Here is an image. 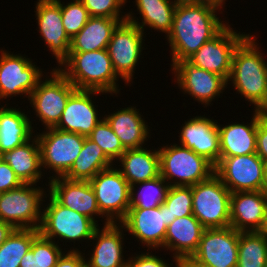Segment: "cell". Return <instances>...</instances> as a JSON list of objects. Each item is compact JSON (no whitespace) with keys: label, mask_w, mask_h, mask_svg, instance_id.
Returning a JSON list of instances; mask_svg holds the SVG:
<instances>
[{"label":"cell","mask_w":267,"mask_h":267,"mask_svg":"<svg viewBox=\"0 0 267 267\" xmlns=\"http://www.w3.org/2000/svg\"><path fill=\"white\" fill-rule=\"evenodd\" d=\"M217 11L206 5L177 3L171 31L166 35L172 55L171 66L187 61L227 25L217 17Z\"/></svg>","instance_id":"1"},{"label":"cell","mask_w":267,"mask_h":267,"mask_svg":"<svg viewBox=\"0 0 267 267\" xmlns=\"http://www.w3.org/2000/svg\"><path fill=\"white\" fill-rule=\"evenodd\" d=\"M254 37L248 35L235 49L227 82L258 110L267 98V62Z\"/></svg>","instance_id":"2"},{"label":"cell","mask_w":267,"mask_h":267,"mask_svg":"<svg viewBox=\"0 0 267 267\" xmlns=\"http://www.w3.org/2000/svg\"><path fill=\"white\" fill-rule=\"evenodd\" d=\"M58 66V70L77 90H97L111 95L120 91L116 83L119 77L114 72L107 49L69 52Z\"/></svg>","instance_id":"3"},{"label":"cell","mask_w":267,"mask_h":267,"mask_svg":"<svg viewBox=\"0 0 267 267\" xmlns=\"http://www.w3.org/2000/svg\"><path fill=\"white\" fill-rule=\"evenodd\" d=\"M158 151L160 175L170 186H192L214 174L215 166L187 147L175 143Z\"/></svg>","instance_id":"4"},{"label":"cell","mask_w":267,"mask_h":267,"mask_svg":"<svg viewBox=\"0 0 267 267\" xmlns=\"http://www.w3.org/2000/svg\"><path fill=\"white\" fill-rule=\"evenodd\" d=\"M231 191L213 174L192 185V214L205 229L230 226Z\"/></svg>","instance_id":"5"},{"label":"cell","mask_w":267,"mask_h":267,"mask_svg":"<svg viewBox=\"0 0 267 267\" xmlns=\"http://www.w3.org/2000/svg\"><path fill=\"white\" fill-rule=\"evenodd\" d=\"M47 196L49 203L43 206L39 233L50 240L90 241L99 225L86 215L59 204L49 193Z\"/></svg>","instance_id":"6"},{"label":"cell","mask_w":267,"mask_h":267,"mask_svg":"<svg viewBox=\"0 0 267 267\" xmlns=\"http://www.w3.org/2000/svg\"><path fill=\"white\" fill-rule=\"evenodd\" d=\"M45 193L43 187H35L34 184H22L16 189L1 192L0 220L14 228L39 230L43 212L41 205L45 201L43 198L48 197Z\"/></svg>","instance_id":"7"},{"label":"cell","mask_w":267,"mask_h":267,"mask_svg":"<svg viewBox=\"0 0 267 267\" xmlns=\"http://www.w3.org/2000/svg\"><path fill=\"white\" fill-rule=\"evenodd\" d=\"M50 73L51 77L40 80L28 99L44 129L58 124L69 97L77 90L57 67Z\"/></svg>","instance_id":"8"},{"label":"cell","mask_w":267,"mask_h":267,"mask_svg":"<svg viewBox=\"0 0 267 267\" xmlns=\"http://www.w3.org/2000/svg\"><path fill=\"white\" fill-rule=\"evenodd\" d=\"M36 137L40 147L41 167L55 172L48 179L64 176L70 170L86 138L57 128H47L36 134Z\"/></svg>","instance_id":"9"},{"label":"cell","mask_w":267,"mask_h":267,"mask_svg":"<svg viewBox=\"0 0 267 267\" xmlns=\"http://www.w3.org/2000/svg\"><path fill=\"white\" fill-rule=\"evenodd\" d=\"M100 212L106 217L104 225L120 223L130 208V184L118 167L100 171L90 181Z\"/></svg>","instance_id":"10"},{"label":"cell","mask_w":267,"mask_h":267,"mask_svg":"<svg viewBox=\"0 0 267 267\" xmlns=\"http://www.w3.org/2000/svg\"><path fill=\"white\" fill-rule=\"evenodd\" d=\"M214 174L231 193L265 191V162L256 153L219 159Z\"/></svg>","instance_id":"11"},{"label":"cell","mask_w":267,"mask_h":267,"mask_svg":"<svg viewBox=\"0 0 267 267\" xmlns=\"http://www.w3.org/2000/svg\"><path fill=\"white\" fill-rule=\"evenodd\" d=\"M143 31L135 24L125 20L114 29L107 51L114 72L128 85L133 81V74L142 55ZM131 82V83H130Z\"/></svg>","instance_id":"12"},{"label":"cell","mask_w":267,"mask_h":267,"mask_svg":"<svg viewBox=\"0 0 267 267\" xmlns=\"http://www.w3.org/2000/svg\"><path fill=\"white\" fill-rule=\"evenodd\" d=\"M248 35L237 33L227 23L216 36L203 44L187 61L197 68L216 73L228 80L234 51Z\"/></svg>","instance_id":"13"},{"label":"cell","mask_w":267,"mask_h":267,"mask_svg":"<svg viewBox=\"0 0 267 267\" xmlns=\"http://www.w3.org/2000/svg\"><path fill=\"white\" fill-rule=\"evenodd\" d=\"M0 100L25 94L26 98L37 87L42 70L32 60L0 50Z\"/></svg>","instance_id":"14"},{"label":"cell","mask_w":267,"mask_h":267,"mask_svg":"<svg viewBox=\"0 0 267 267\" xmlns=\"http://www.w3.org/2000/svg\"><path fill=\"white\" fill-rule=\"evenodd\" d=\"M239 231L231 226L205 229L190 258L204 267H237Z\"/></svg>","instance_id":"15"},{"label":"cell","mask_w":267,"mask_h":267,"mask_svg":"<svg viewBox=\"0 0 267 267\" xmlns=\"http://www.w3.org/2000/svg\"><path fill=\"white\" fill-rule=\"evenodd\" d=\"M120 223L124 226L125 232L128 231L138 242L146 245L148 251L150 248L162 249L167 226L171 224V214L164 203L150 209L129 208L126 217Z\"/></svg>","instance_id":"16"},{"label":"cell","mask_w":267,"mask_h":267,"mask_svg":"<svg viewBox=\"0 0 267 267\" xmlns=\"http://www.w3.org/2000/svg\"><path fill=\"white\" fill-rule=\"evenodd\" d=\"M175 74V82L182 92L189 94L193 99L207 107L213 99L218 98L222 91L227 89V80L205 69L197 68L188 61L177 62L171 69ZM207 105V106H206Z\"/></svg>","instance_id":"17"},{"label":"cell","mask_w":267,"mask_h":267,"mask_svg":"<svg viewBox=\"0 0 267 267\" xmlns=\"http://www.w3.org/2000/svg\"><path fill=\"white\" fill-rule=\"evenodd\" d=\"M36 20L43 38L59 65L69 56L71 39L62 24L61 0H37Z\"/></svg>","instance_id":"18"},{"label":"cell","mask_w":267,"mask_h":267,"mask_svg":"<svg viewBox=\"0 0 267 267\" xmlns=\"http://www.w3.org/2000/svg\"><path fill=\"white\" fill-rule=\"evenodd\" d=\"M47 192L61 205L95 220L100 212L94 190L89 181L70 180L63 176L49 179ZM101 216V217H100Z\"/></svg>","instance_id":"19"},{"label":"cell","mask_w":267,"mask_h":267,"mask_svg":"<svg viewBox=\"0 0 267 267\" xmlns=\"http://www.w3.org/2000/svg\"><path fill=\"white\" fill-rule=\"evenodd\" d=\"M267 218V193H231L230 226L239 232L263 231Z\"/></svg>","instance_id":"20"},{"label":"cell","mask_w":267,"mask_h":267,"mask_svg":"<svg viewBox=\"0 0 267 267\" xmlns=\"http://www.w3.org/2000/svg\"><path fill=\"white\" fill-rule=\"evenodd\" d=\"M104 94L97 90H76L68 99L58 124L54 127L66 132L77 133L88 137L102 120L98 118L92 96ZM91 96V97H90Z\"/></svg>","instance_id":"21"},{"label":"cell","mask_w":267,"mask_h":267,"mask_svg":"<svg viewBox=\"0 0 267 267\" xmlns=\"http://www.w3.org/2000/svg\"><path fill=\"white\" fill-rule=\"evenodd\" d=\"M214 119L204 116L191 118L180 130V145L205 157L214 166L220 159L219 130Z\"/></svg>","instance_id":"22"},{"label":"cell","mask_w":267,"mask_h":267,"mask_svg":"<svg viewBox=\"0 0 267 267\" xmlns=\"http://www.w3.org/2000/svg\"><path fill=\"white\" fill-rule=\"evenodd\" d=\"M125 229L121 223H109L100 230L98 227L91 240H95L90 259L87 258L86 267H125L123 257V240Z\"/></svg>","instance_id":"23"},{"label":"cell","mask_w":267,"mask_h":267,"mask_svg":"<svg viewBox=\"0 0 267 267\" xmlns=\"http://www.w3.org/2000/svg\"><path fill=\"white\" fill-rule=\"evenodd\" d=\"M205 228L192 214L176 218L169 226L165 235L163 249L173 252L174 262L191 258L196 252Z\"/></svg>","instance_id":"24"},{"label":"cell","mask_w":267,"mask_h":267,"mask_svg":"<svg viewBox=\"0 0 267 267\" xmlns=\"http://www.w3.org/2000/svg\"><path fill=\"white\" fill-rule=\"evenodd\" d=\"M253 118L247 125L231 123L218 125L220 141V159L231 156H244L256 153L257 126L262 119L257 110L253 111Z\"/></svg>","instance_id":"25"},{"label":"cell","mask_w":267,"mask_h":267,"mask_svg":"<svg viewBox=\"0 0 267 267\" xmlns=\"http://www.w3.org/2000/svg\"><path fill=\"white\" fill-rule=\"evenodd\" d=\"M120 109L103 117L126 150L142 148L145 146L143 145L144 142L150 137V128H148L147 123L139 113V109H136V106Z\"/></svg>","instance_id":"26"},{"label":"cell","mask_w":267,"mask_h":267,"mask_svg":"<svg viewBox=\"0 0 267 267\" xmlns=\"http://www.w3.org/2000/svg\"><path fill=\"white\" fill-rule=\"evenodd\" d=\"M117 161L121 162L123 168L119 167V170L130 186L160 176L158 149H127Z\"/></svg>","instance_id":"27"},{"label":"cell","mask_w":267,"mask_h":267,"mask_svg":"<svg viewBox=\"0 0 267 267\" xmlns=\"http://www.w3.org/2000/svg\"><path fill=\"white\" fill-rule=\"evenodd\" d=\"M32 140V141H31ZM4 161L12 168L23 184L40 182L42 172L40 147L36 135L4 154ZM43 170V171H42Z\"/></svg>","instance_id":"28"},{"label":"cell","mask_w":267,"mask_h":267,"mask_svg":"<svg viewBox=\"0 0 267 267\" xmlns=\"http://www.w3.org/2000/svg\"><path fill=\"white\" fill-rule=\"evenodd\" d=\"M118 19L90 16L80 32L71 39L69 52H89L107 49Z\"/></svg>","instance_id":"29"},{"label":"cell","mask_w":267,"mask_h":267,"mask_svg":"<svg viewBox=\"0 0 267 267\" xmlns=\"http://www.w3.org/2000/svg\"><path fill=\"white\" fill-rule=\"evenodd\" d=\"M176 0H135L137 11L141 15L142 22L134 17L132 12H127L126 20L138 26L143 32L144 27L169 34L172 28Z\"/></svg>","instance_id":"30"},{"label":"cell","mask_w":267,"mask_h":267,"mask_svg":"<svg viewBox=\"0 0 267 267\" xmlns=\"http://www.w3.org/2000/svg\"><path fill=\"white\" fill-rule=\"evenodd\" d=\"M7 107L0 108V151L3 154L34 137L35 132L25 112Z\"/></svg>","instance_id":"31"},{"label":"cell","mask_w":267,"mask_h":267,"mask_svg":"<svg viewBox=\"0 0 267 267\" xmlns=\"http://www.w3.org/2000/svg\"><path fill=\"white\" fill-rule=\"evenodd\" d=\"M113 164L102 149L86 137L80 154L63 177L70 180L90 181L100 171Z\"/></svg>","instance_id":"32"},{"label":"cell","mask_w":267,"mask_h":267,"mask_svg":"<svg viewBox=\"0 0 267 267\" xmlns=\"http://www.w3.org/2000/svg\"><path fill=\"white\" fill-rule=\"evenodd\" d=\"M267 237L262 231L239 232L237 267H266Z\"/></svg>","instance_id":"33"},{"label":"cell","mask_w":267,"mask_h":267,"mask_svg":"<svg viewBox=\"0 0 267 267\" xmlns=\"http://www.w3.org/2000/svg\"><path fill=\"white\" fill-rule=\"evenodd\" d=\"M39 234L37 229L15 228L0 246V267H19L21 259Z\"/></svg>","instance_id":"34"},{"label":"cell","mask_w":267,"mask_h":267,"mask_svg":"<svg viewBox=\"0 0 267 267\" xmlns=\"http://www.w3.org/2000/svg\"><path fill=\"white\" fill-rule=\"evenodd\" d=\"M136 188L140 191L136 192ZM169 188L170 185L161 175L153 180L130 186V208L150 209L159 207L165 201Z\"/></svg>","instance_id":"35"},{"label":"cell","mask_w":267,"mask_h":267,"mask_svg":"<svg viewBox=\"0 0 267 267\" xmlns=\"http://www.w3.org/2000/svg\"><path fill=\"white\" fill-rule=\"evenodd\" d=\"M87 138L96 143L112 162H115V159L117 161L126 151L104 117Z\"/></svg>","instance_id":"36"},{"label":"cell","mask_w":267,"mask_h":267,"mask_svg":"<svg viewBox=\"0 0 267 267\" xmlns=\"http://www.w3.org/2000/svg\"><path fill=\"white\" fill-rule=\"evenodd\" d=\"M171 214V223L180 217L192 215V186H170L163 202Z\"/></svg>","instance_id":"37"},{"label":"cell","mask_w":267,"mask_h":267,"mask_svg":"<svg viewBox=\"0 0 267 267\" xmlns=\"http://www.w3.org/2000/svg\"><path fill=\"white\" fill-rule=\"evenodd\" d=\"M61 3L62 24L70 39L77 35L89 19V13L80 0Z\"/></svg>","instance_id":"38"},{"label":"cell","mask_w":267,"mask_h":267,"mask_svg":"<svg viewBox=\"0 0 267 267\" xmlns=\"http://www.w3.org/2000/svg\"><path fill=\"white\" fill-rule=\"evenodd\" d=\"M88 10L89 16L107 17L118 19L120 22L126 20V14L120 15L122 6L127 0H80ZM121 16V17H120Z\"/></svg>","instance_id":"39"},{"label":"cell","mask_w":267,"mask_h":267,"mask_svg":"<svg viewBox=\"0 0 267 267\" xmlns=\"http://www.w3.org/2000/svg\"><path fill=\"white\" fill-rule=\"evenodd\" d=\"M61 247L54 240L38 235V262L39 267H54L63 254Z\"/></svg>","instance_id":"40"},{"label":"cell","mask_w":267,"mask_h":267,"mask_svg":"<svg viewBox=\"0 0 267 267\" xmlns=\"http://www.w3.org/2000/svg\"><path fill=\"white\" fill-rule=\"evenodd\" d=\"M151 253L152 251L144 254H136L135 257H129L125 267H171V264L165 263V260L160 256Z\"/></svg>","instance_id":"41"},{"label":"cell","mask_w":267,"mask_h":267,"mask_svg":"<svg viewBox=\"0 0 267 267\" xmlns=\"http://www.w3.org/2000/svg\"><path fill=\"white\" fill-rule=\"evenodd\" d=\"M22 184L12 168L3 160L0 163V192L16 189Z\"/></svg>","instance_id":"42"},{"label":"cell","mask_w":267,"mask_h":267,"mask_svg":"<svg viewBox=\"0 0 267 267\" xmlns=\"http://www.w3.org/2000/svg\"><path fill=\"white\" fill-rule=\"evenodd\" d=\"M85 253H81L79 248L73 247L66 254H63L57 260V263L54 267H86V257Z\"/></svg>","instance_id":"43"},{"label":"cell","mask_w":267,"mask_h":267,"mask_svg":"<svg viewBox=\"0 0 267 267\" xmlns=\"http://www.w3.org/2000/svg\"><path fill=\"white\" fill-rule=\"evenodd\" d=\"M256 154L267 161V120L261 119L257 126Z\"/></svg>","instance_id":"44"},{"label":"cell","mask_w":267,"mask_h":267,"mask_svg":"<svg viewBox=\"0 0 267 267\" xmlns=\"http://www.w3.org/2000/svg\"><path fill=\"white\" fill-rule=\"evenodd\" d=\"M19 267H39L38 236L33 240L31 248L20 261Z\"/></svg>","instance_id":"45"},{"label":"cell","mask_w":267,"mask_h":267,"mask_svg":"<svg viewBox=\"0 0 267 267\" xmlns=\"http://www.w3.org/2000/svg\"><path fill=\"white\" fill-rule=\"evenodd\" d=\"M180 3L206 5L213 7L214 9L221 10L225 4V0H176Z\"/></svg>","instance_id":"46"},{"label":"cell","mask_w":267,"mask_h":267,"mask_svg":"<svg viewBox=\"0 0 267 267\" xmlns=\"http://www.w3.org/2000/svg\"><path fill=\"white\" fill-rule=\"evenodd\" d=\"M14 229L15 228L10 223L0 220V246L5 242Z\"/></svg>","instance_id":"47"},{"label":"cell","mask_w":267,"mask_h":267,"mask_svg":"<svg viewBox=\"0 0 267 267\" xmlns=\"http://www.w3.org/2000/svg\"><path fill=\"white\" fill-rule=\"evenodd\" d=\"M175 265L176 267H204V266L197 264L190 258L178 260Z\"/></svg>","instance_id":"48"},{"label":"cell","mask_w":267,"mask_h":267,"mask_svg":"<svg viewBox=\"0 0 267 267\" xmlns=\"http://www.w3.org/2000/svg\"><path fill=\"white\" fill-rule=\"evenodd\" d=\"M262 119L267 120V98L266 101L262 104V106L257 110Z\"/></svg>","instance_id":"49"},{"label":"cell","mask_w":267,"mask_h":267,"mask_svg":"<svg viewBox=\"0 0 267 267\" xmlns=\"http://www.w3.org/2000/svg\"><path fill=\"white\" fill-rule=\"evenodd\" d=\"M265 192L267 193V161L265 162Z\"/></svg>","instance_id":"50"},{"label":"cell","mask_w":267,"mask_h":267,"mask_svg":"<svg viewBox=\"0 0 267 267\" xmlns=\"http://www.w3.org/2000/svg\"><path fill=\"white\" fill-rule=\"evenodd\" d=\"M264 233V235L267 237V218H266V223H265V227L262 231Z\"/></svg>","instance_id":"51"},{"label":"cell","mask_w":267,"mask_h":267,"mask_svg":"<svg viewBox=\"0 0 267 267\" xmlns=\"http://www.w3.org/2000/svg\"><path fill=\"white\" fill-rule=\"evenodd\" d=\"M4 160V154L0 151V163Z\"/></svg>","instance_id":"52"}]
</instances>
